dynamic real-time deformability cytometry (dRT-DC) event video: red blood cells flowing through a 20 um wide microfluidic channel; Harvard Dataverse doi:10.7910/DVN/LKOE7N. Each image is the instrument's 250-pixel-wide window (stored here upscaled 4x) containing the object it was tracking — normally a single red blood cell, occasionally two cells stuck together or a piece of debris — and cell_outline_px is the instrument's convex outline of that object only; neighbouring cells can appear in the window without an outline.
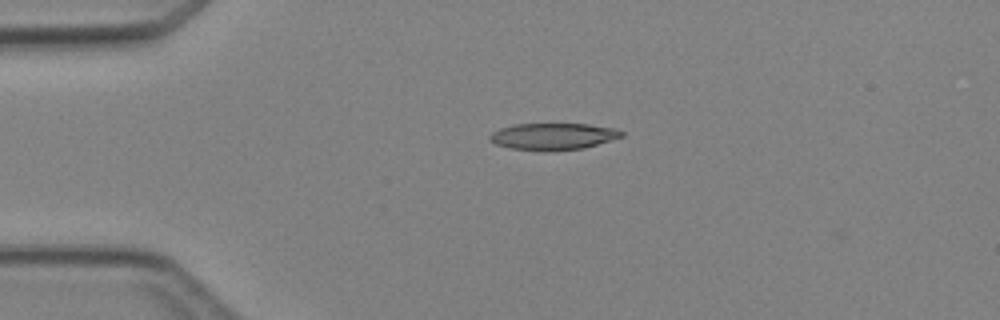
{"species": "Egyptian fruit bat (a non-hibernating species)", "species_latin": "Rousettus aegyptiacus", "temperature_condition": "cold", "stored_images_in_passage": 3, "camera_frame_rate_fps": 3000, "um_per_image_px": 0.085, "animal": {"sex": "female"}, "frame": {"image": 1, "passage_image": 1, "time_ms": 0.0, "image_size_px": [1000, 320], "cell_outline_px": [[624, 136], [584, 148], [540, 152], [508, 148], [496, 144], [488, 136], [492, 132], [500, 128], [516, 124], [588, 124], [616, 128], [624, 132]], "centroid_in_image_um": [47.02, 11.6], "position_along_channel_um": 38.0, "area_um2": 20.69}}
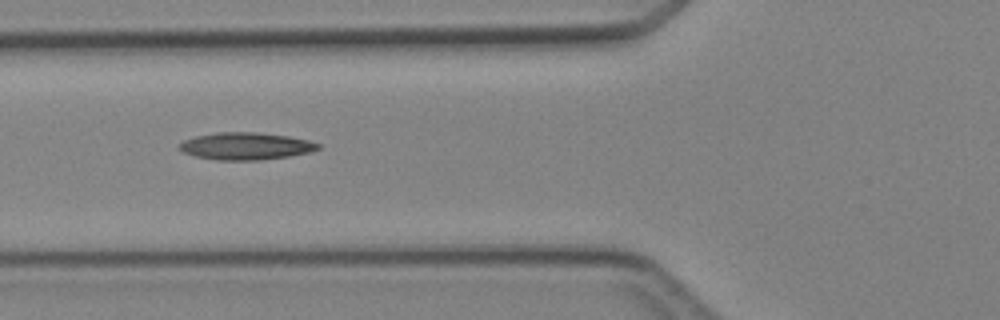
{"frame": {"image": 2, "passage_image": 3, "time_ms": 2.333, "image_size_px": [1000, 320], "cell_outline_px": [[320, 148], [308, 152], [288, 156], [260, 160], [216, 160], [196, 156], [184, 152], [176, 148], [184, 140], [196, 136], [216, 132], [256, 132], [288, 136], [308, 140], [320, 144]], "centroid_in_image_um": [20.86, 12.41], "position_along_channel_um": 104.9, "area_um2": 21.91}}